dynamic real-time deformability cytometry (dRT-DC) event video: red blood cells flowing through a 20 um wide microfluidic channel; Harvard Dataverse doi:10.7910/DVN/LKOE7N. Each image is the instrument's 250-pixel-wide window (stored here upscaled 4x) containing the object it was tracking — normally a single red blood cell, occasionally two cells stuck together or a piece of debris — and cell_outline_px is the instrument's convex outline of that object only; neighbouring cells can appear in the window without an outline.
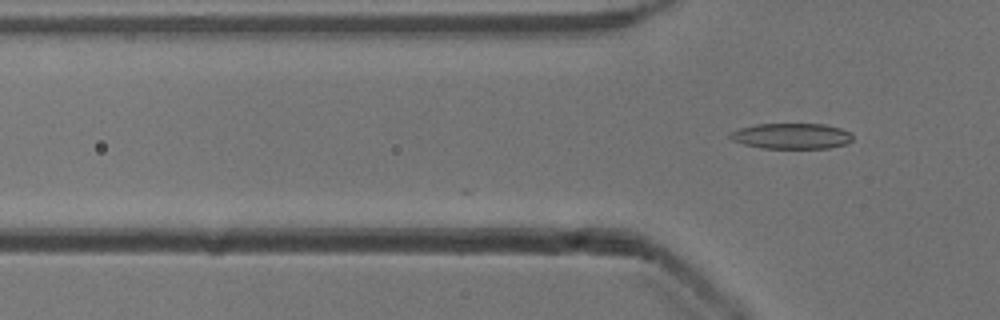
{"species": "common noctule bat (a hibernating species)", "species_latin": "Nyctalus noctula", "temperature_condition": "cold", "stored_images_in_passage": 16, "camera_frame_rate_fps": 3000, "um_per_image_px": 0.085, "animal": {"sex": "male", "body_mass_g": 13.3}, "frame": {"image": 1, "passage_image": 16, "time_ms": 5.0, "image_size_px": [1000, 320], "cell_outline_px": [[852, 140], [848, 144], [828, 148], [760, 148], [744, 144], [732, 140], [728, 136], [728, 132], [740, 128], [756, 124], [824, 124], [840, 128], [852, 132]], "centroid_in_image_um": [67.28, 11.56], "position_along_channel_um": 58.5, "area_um2": 18.5}}